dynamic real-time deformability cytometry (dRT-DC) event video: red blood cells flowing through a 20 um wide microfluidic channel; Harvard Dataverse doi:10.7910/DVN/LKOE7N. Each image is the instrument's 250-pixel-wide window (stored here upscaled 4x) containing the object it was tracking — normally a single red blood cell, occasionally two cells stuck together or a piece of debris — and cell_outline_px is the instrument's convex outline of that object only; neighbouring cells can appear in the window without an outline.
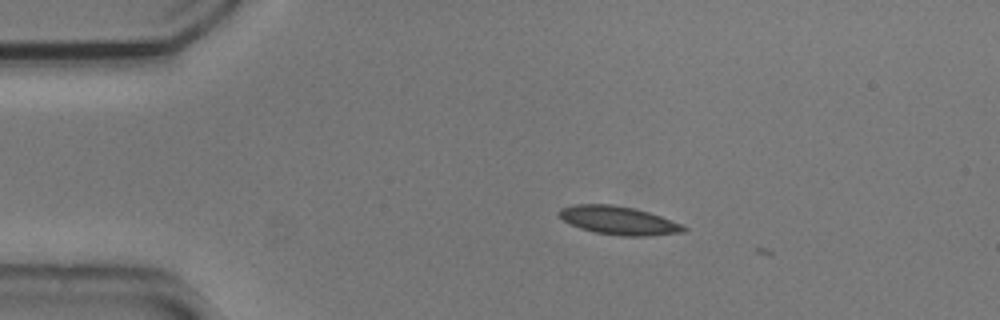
{"species": "common noctule bat (a hibernating species)", "species_latin": "Nyctalus noctula", "temperature_condition": "cold", "stored_images_in_passage": 6, "camera_frame_rate_fps": 3000, "um_per_image_px": 0.085, "animal": {"sex": "male", "body_mass_g": 20.5, "forearm_length_mm": 52.5}, "frame": {"image": 1, "passage_image": 4, "time_ms": 1.0, "image_size_px": [1000, 320], "cell_outline_px": [[688, 228], [684, 232], [648, 236], [620, 236], [596, 232], [580, 228], [564, 220], [556, 212], [560, 208], [572, 204], [612, 204], [632, 208], [648, 212], [660, 216], [680, 224]], "centroid_in_image_um": [52.55, 18.73], "position_along_channel_um": 32.4, "area_um2": 20.46}}